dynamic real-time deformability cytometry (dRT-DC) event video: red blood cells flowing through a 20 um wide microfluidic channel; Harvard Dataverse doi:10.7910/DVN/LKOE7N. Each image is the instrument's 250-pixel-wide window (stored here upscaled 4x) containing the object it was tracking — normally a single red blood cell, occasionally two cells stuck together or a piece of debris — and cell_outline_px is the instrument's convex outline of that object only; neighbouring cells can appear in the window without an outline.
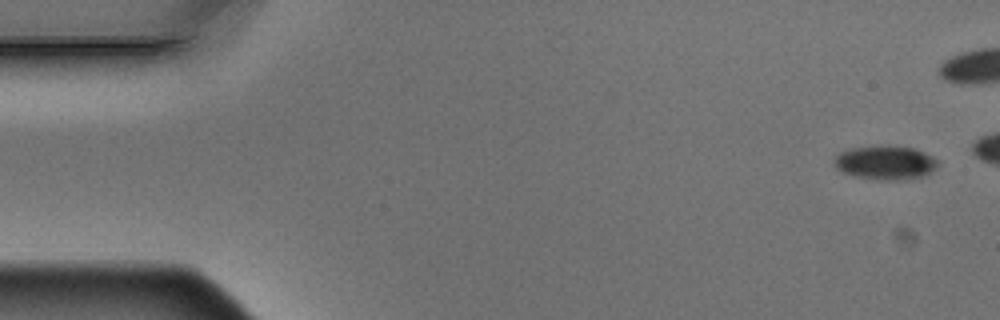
{"species": "Egyptian fruit bat (a non-hibernating species)", "species_latin": "Rousettus aegyptiacus", "temperature_condition": "warm", "stored_images_in_passage": 4, "camera_frame_rate_fps": 3000, "um_per_image_px": 0.085, "animal": {"sex": "male"}, "frame": {"image": 1, "passage_image": 1, "time_ms": 0.0, "image_size_px": [1000, 320], "cell_outline_px": [[940, 164], [932, 172], [924, 176], [900, 180], [880, 180], [856, 176], [844, 172], [836, 168], [836, 156], [840, 152], [852, 148], [916, 148], [940, 160]], "centroid_in_image_um": [75.35, 13.87], "position_along_channel_um": 9.7, "area_um2": 19.83}}